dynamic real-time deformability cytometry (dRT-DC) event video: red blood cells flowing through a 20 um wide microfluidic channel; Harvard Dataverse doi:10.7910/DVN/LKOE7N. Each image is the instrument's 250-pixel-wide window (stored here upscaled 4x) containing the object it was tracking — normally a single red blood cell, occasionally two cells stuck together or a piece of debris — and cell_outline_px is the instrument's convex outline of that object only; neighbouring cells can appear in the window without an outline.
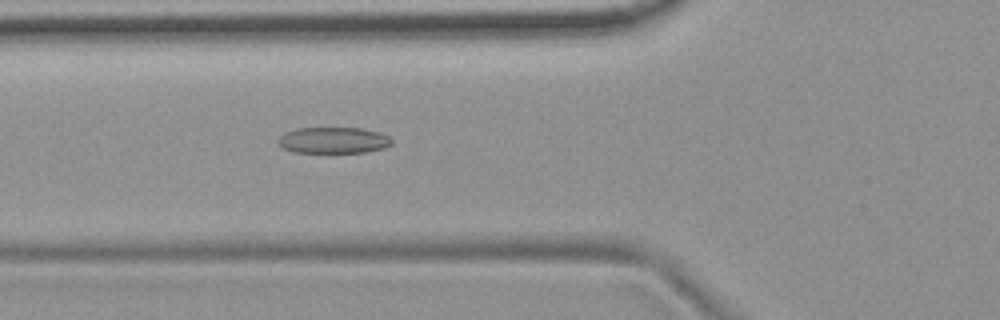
{"species": "common noctule bat (a hibernating species)", "species_latin": "Nyctalus noctula", "temperature_condition": "room temperature", "stored_images_in_passage": 47, "camera_frame_rate_fps": 3000, "um_per_image_px": 0.085, "animal": {"sex": "female", "body_mass_g": 19.9}, "frame": {"image": 1, "passage_image": 13, "time_ms": 4.0, "image_size_px": [1000, 320], "cell_outline_px": [[392, 144], [384, 148], [364, 152], [296, 152], [284, 148], [276, 140], [284, 132], [296, 128], [360, 128], [380, 132], [388, 136], [392, 140]], "centroid_in_image_um": [28.34, 11.91], "position_along_channel_um": 97.5, "area_um2": 17.28}}
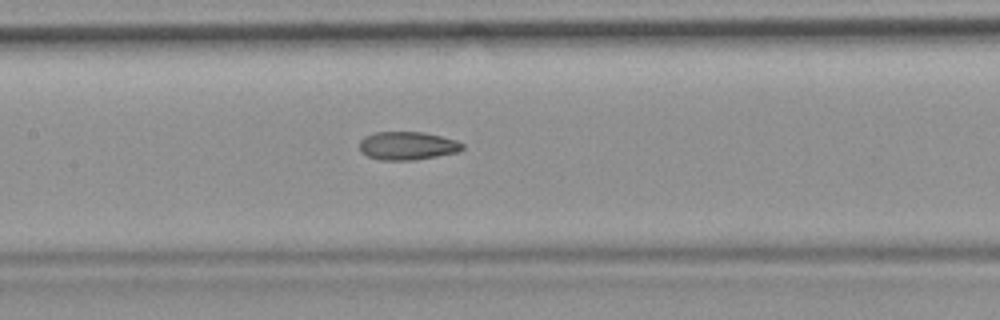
{"frame": {"image": 2, "passage_image": 19, "time_ms": 6.0, "image_size_px": [1000, 320], "cell_outline_px": [[464, 148], [456, 152], [416, 160], [380, 160], [368, 156], [360, 152], [360, 140], [364, 136], [376, 132], [424, 132], [456, 140], [464, 144]], "centroid_in_image_um": [34.61, 12.39], "position_along_channel_um": 172.8, "area_um2": 16.94}}
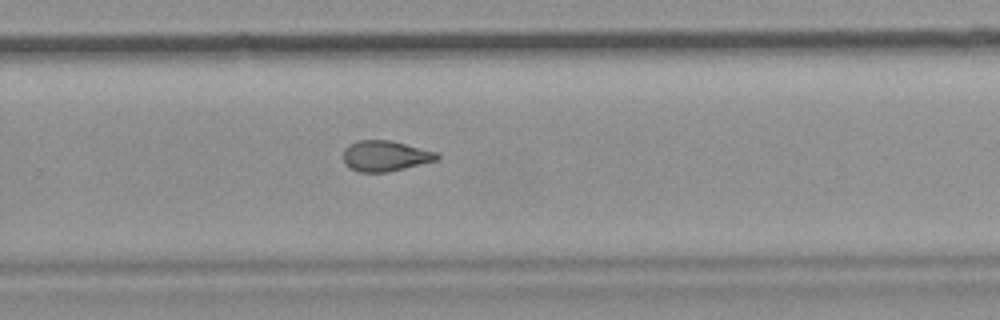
{"frame": {"image": 3, "passage_image": 29, "time_ms": 9.333, "image_size_px": [1000, 320], "cell_outline_px": [[440, 156], [436, 160], [388, 172], [360, 172], [344, 164], [344, 148], [348, 144], [356, 140], [388, 140], [436, 152]], "centroid_in_image_um": [32.69, 13.25], "position_along_channel_um": 297.1, "area_um2": 16.47}, "authors_computed_cell_mechanics": {"area_um2": 17.2822, "velocity_mm_per_s": 3.7474, "shape_relaxation_time_tau1_ms": null, "shape_relaxation_time_tau2_ms": 3.3801, "deformation_change_tau1": null, "deformation_change_tau2": 0.1106}}